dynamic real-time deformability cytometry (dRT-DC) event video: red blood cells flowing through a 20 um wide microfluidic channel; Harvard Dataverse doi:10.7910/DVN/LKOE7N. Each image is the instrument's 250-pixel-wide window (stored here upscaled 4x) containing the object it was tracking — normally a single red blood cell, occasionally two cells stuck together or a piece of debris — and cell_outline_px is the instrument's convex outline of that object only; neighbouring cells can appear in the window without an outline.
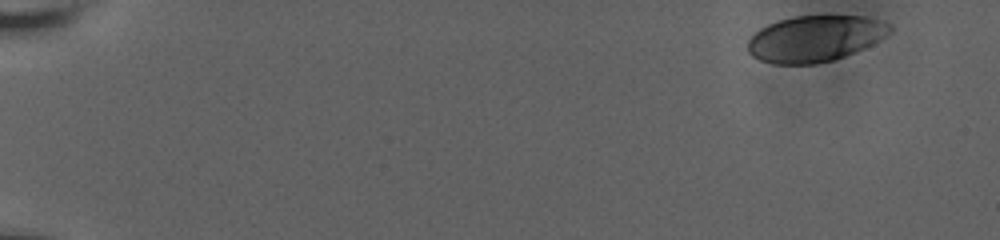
{"species": "human", "species_latin": "Homo sapiens", "temperature_condition": "room temperature", "stored_images_in_passage": 13, "camera_frame_rate_fps": 3000, "um_per_image_px": 0.085, "donor": {"sex": "male"}, "frame": {"image": 1, "passage_image": 1, "time_ms": 0.0, "image_size_px": [1000, 240], "cell_outline_px": [[892, 32], [872, 44], [864, 48], [844, 56], [832, 60], [816, 64], [772, 64], [760, 60], [752, 56], [748, 52], [748, 40], [760, 28], [768, 24], [792, 16], [864, 16], [880, 20], [892, 24]], "centroid_in_image_um": [69.29, 3.28], "position_along_channel_um": 15.7, "area_um2": 38.26}}
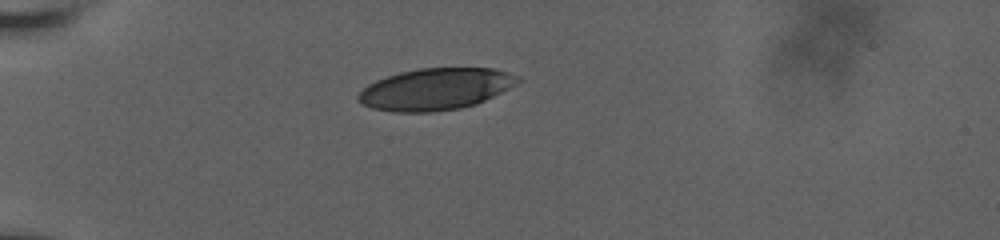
{"frame": {"image": 2, "passage_image": 11, "time_ms": 4.667, "image_size_px": [1000, 240], "cell_outline_px": [[520, 80], [516, 84], [476, 104], [460, 108], [428, 112], [392, 112], [372, 108], [360, 104], [356, 100], [356, 96], [368, 84], [376, 80], [400, 72], [420, 68], [492, 68], [508, 72], [520, 76]], "centroid_in_image_um": [36.98, 7.57], "position_along_channel_um": 48.0, "area_um2": 38.67}}
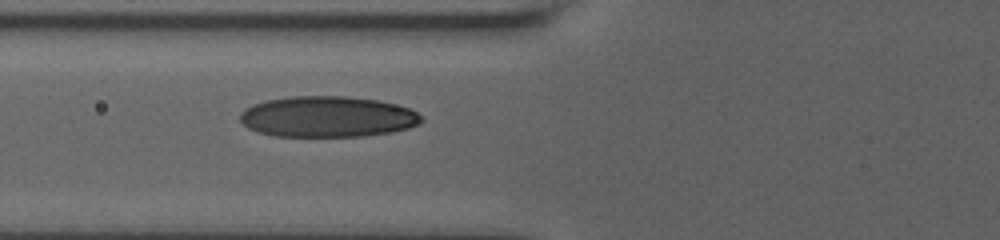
{"frame": {"image": 3, "passage_image": 13, "time_ms": 7.0, "image_size_px": [1000, 240], "cell_outline_px": [[424, 120], [420, 124], [408, 128], [392, 132], [360, 136], [276, 136], [256, 132], [248, 128], [240, 120], [240, 112], [252, 104], [268, 100], [292, 96], [348, 96], [376, 100], [408, 108], [416, 112]], "centroid_in_image_um": [27.81, 9.92], "position_along_channel_um": 98.0, "area_um2": 43.12}}